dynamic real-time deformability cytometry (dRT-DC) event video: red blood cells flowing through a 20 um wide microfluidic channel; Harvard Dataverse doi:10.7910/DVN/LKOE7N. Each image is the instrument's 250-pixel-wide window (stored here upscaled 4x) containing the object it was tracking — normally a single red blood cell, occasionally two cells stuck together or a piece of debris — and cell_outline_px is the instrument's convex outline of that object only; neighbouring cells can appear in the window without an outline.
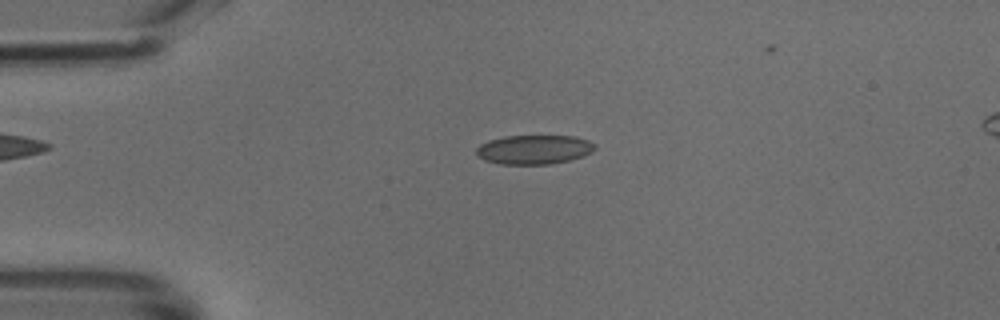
{"species": "common noctule bat (a hibernating species)", "species_latin": "Nyctalus noctula", "temperature_condition": "cold", "stored_images_in_passage": 43, "camera_frame_rate_fps": 3000, "um_per_image_px": 0.085, "animal": {"sex": "male", "body_mass_g": 18.8}, "frame": {"image": 1, "passage_image": 11, "time_ms": 3.333, "image_size_px": [1000, 320], "cell_outline_px": [[596, 148], [592, 152], [584, 156], [552, 164], [500, 164], [484, 160], [476, 156], [476, 148], [480, 144], [488, 140], [504, 136], [576, 136], [588, 140], [596, 144]], "centroid_in_image_um": [45.39, 12.71], "position_along_channel_um": 39.6, "area_um2": 20.4}}
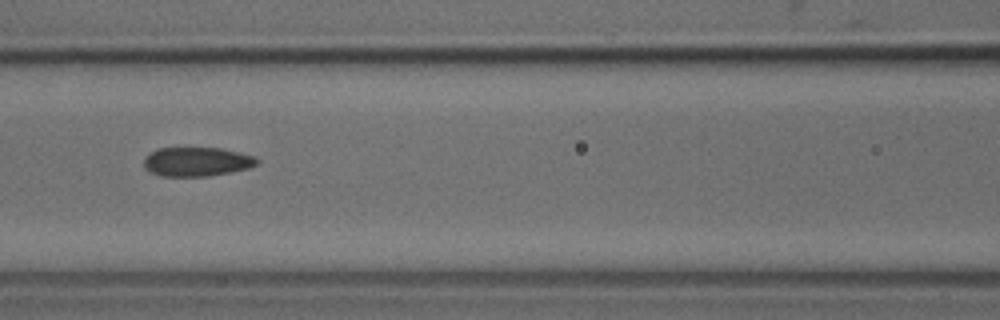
{"frame": {"image": 2, "passage_image": 21, "time_ms": 6.667, "image_size_px": [1000, 320], "cell_outline_px": [[260, 160], [256, 164], [248, 168], [232, 172], [208, 176], [160, 176], [148, 172], [144, 168], [144, 156], [156, 148], [220, 148], [256, 156]], "centroid_in_image_um": [16.69, 13.75], "position_along_channel_um": 149.9, "area_um2": 19.42}}
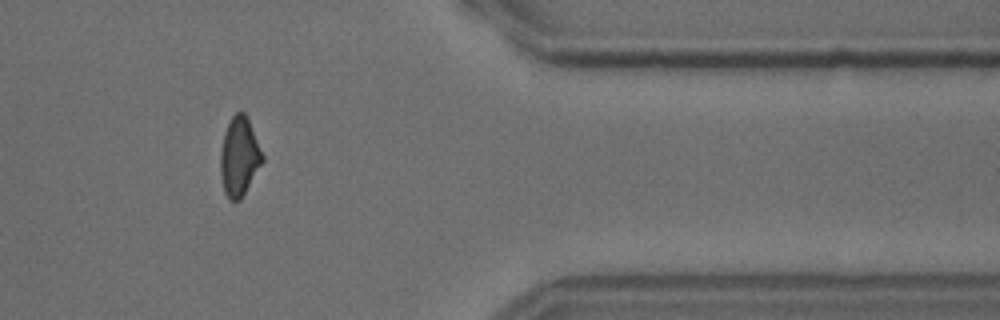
{"frame": {"image": 3, "passage_image": 40, "time_ms": 13.0, "image_size_px": [1000, 320], "cell_outline_px": [[264, 160], [240, 200], [232, 200], [224, 192], [220, 172], [220, 152], [224, 132], [232, 116], [236, 112], [244, 112], [248, 116], [264, 156]], "centroid_in_image_um": [20.34, 13.27], "position_along_channel_um": 391.1, "area_um2": 19.31}}